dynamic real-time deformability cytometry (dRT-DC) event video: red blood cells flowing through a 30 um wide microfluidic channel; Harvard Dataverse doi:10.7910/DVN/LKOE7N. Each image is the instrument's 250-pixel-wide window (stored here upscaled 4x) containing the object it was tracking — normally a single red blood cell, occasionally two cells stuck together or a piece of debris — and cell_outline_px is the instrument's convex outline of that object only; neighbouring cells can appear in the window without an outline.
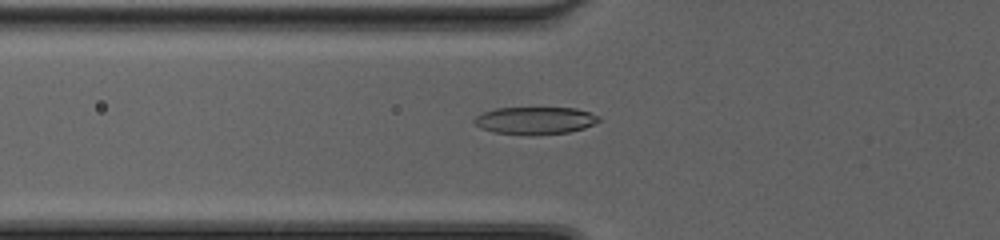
{"species": "common noctule bat (a hibernating species)", "species_latin": "Nyctalus noctula", "temperature_condition": "cold", "stored_images_in_passage": 50, "camera_frame_rate_fps": 3000, "um_per_image_px": 0.085, "animal": {"sex": "female", "body_mass_g": 20.0, "forearm_length_mm": 54.0}, "frame": {"image": 1, "passage_image": 20, "time_ms": 6.333, "image_size_px": [1000, 240], "cell_outline_px": [[600, 120], [584, 128], [568, 132], [536, 136], [528, 136], [492, 132], [480, 128], [472, 120], [476, 116], [484, 112], [496, 108], [576, 108], [600, 116]], "centroid_in_image_um": [45.45, 10.26], "position_along_channel_um": 80.3, "area_um2": 20.11}}
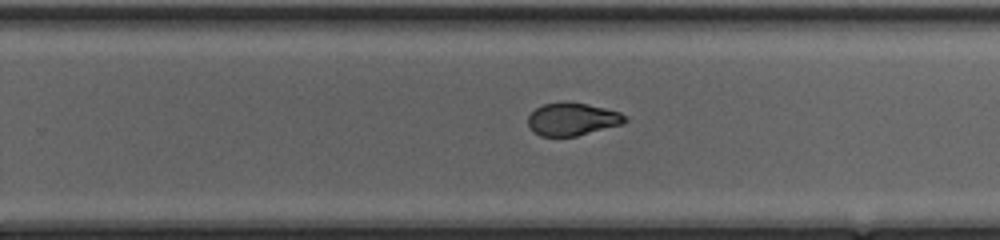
{"frame": {"image": 2, "passage_image": 34, "time_ms": 11.0, "image_size_px": [1000, 240], "cell_outline_px": [[628, 120], [624, 124], [576, 136], [540, 136], [532, 132], [528, 128], [528, 116], [536, 108], [544, 104], [588, 104], [620, 112], [628, 116]], "centroid_in_image_um": [48.67, 10.17], "position_along_channel_um": 281.1, "area_um2": 18.26}}
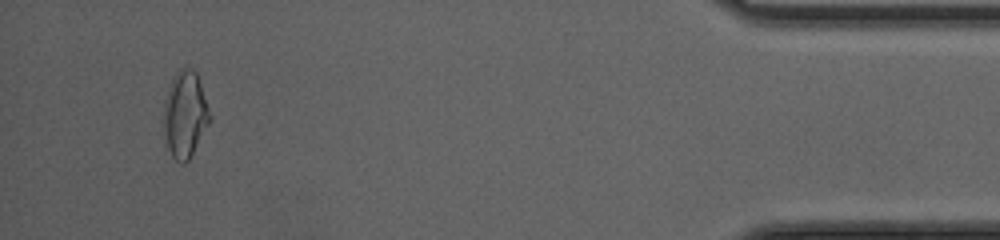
{"frame": {"image": 3, "passage_image": 48, "time_ms": 15.667, "image_size_px": [1000, 240], "cell_outline_px": [[212, 120], [188, 160], [184, 164], [180, 164], [172, 156], [164, 140], [164, 100], [172, 80], [176, 72], [180, 68], [188, 68], [196, 72]], "centroid_in_image_um": [15.72, 9.77], "position_along_channel_um": 419.5, "area_um2": 23.0}, "authors_computed_cell_mechanics": {"area_um2": 19.941, "velocity_mm_per_s": 4.2945, "shape_relaxation_time_tau1_ms": 5.9831, "shape_relaxation_time_tau2_ms": 1.9431, "deformation_change_tau1": 0.2004, "deformation_change_tau2": 0.0596}}